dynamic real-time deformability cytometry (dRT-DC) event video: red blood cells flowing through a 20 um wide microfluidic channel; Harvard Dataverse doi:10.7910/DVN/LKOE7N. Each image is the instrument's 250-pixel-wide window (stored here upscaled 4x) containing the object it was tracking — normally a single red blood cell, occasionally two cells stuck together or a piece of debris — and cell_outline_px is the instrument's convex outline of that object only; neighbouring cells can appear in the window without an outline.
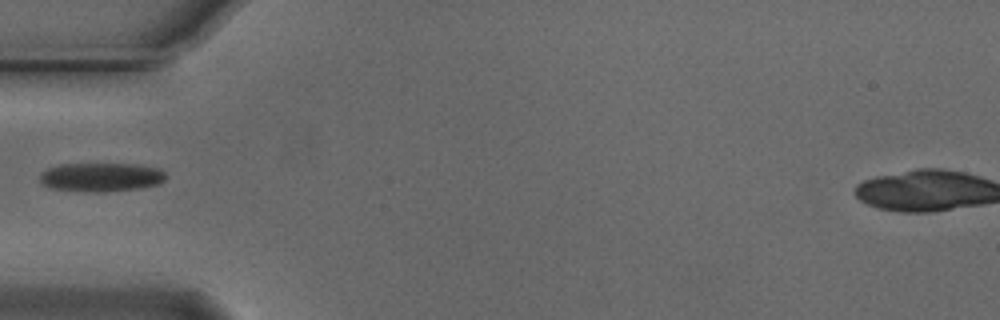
{"species": "Egyptian fruit bat (a non-hibernating species)", "species_latin": "Rousettus aegyptiacus", "temperature_condition": "cold", "stored_images_in_passage": 38, "camera_frame_rate_fps": 3000, "um_per_image_px": 0.085, "animal": {"sex": "male"}, "frame": {"image": 1, "passage_image": 1, "time_ms": 0.0, "image_size_px": [1000, 320], "cell_outline_px": [[164, 180], [160, 184], [140, 188], [100, 192], [84, 192], [48, 188], [40, 180], [40, 172], [48, 168], [60, 164], [136, 164], [160, 168], [164, 172]], "centroid_in_image_um": [8.57, 15.06], "position_along_channel_um": 76.4, "area_um2": 21.33}}
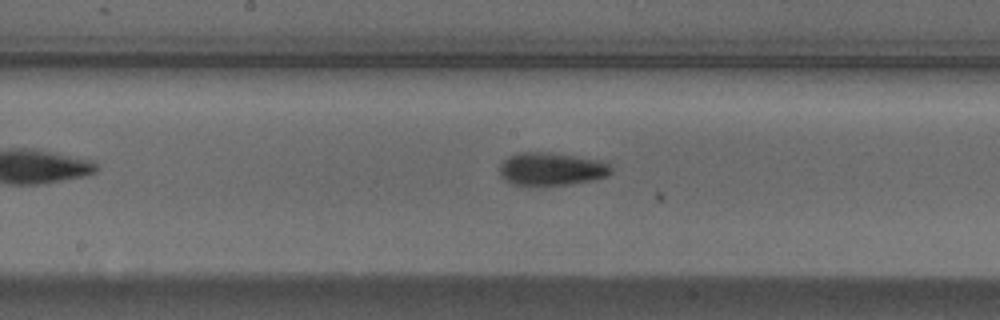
{"frame": {"image": 2, "passage_image": 11, "time_ms": 3.333, "image_size_px": [1000, 320], "cell_outline_px": [[612, 172], [604, 176], [588, 180], [568, 184], [516, 184], [504, 180], [500, 176], [500, 164], [504, 160], [520, 152], [548, 152], [600, 160], [608, 164], [612, 168]], "centroid_in_image_um": [46.85, 14.34], "position_along_channel_um": 201.4, "area_um2": 20.75}}
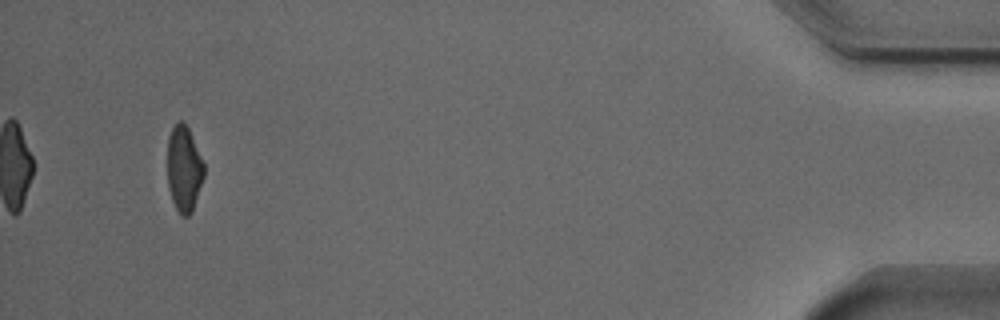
{"frame": {"image": 3, "passage_image": 35, "time_ms": 11.333, "image_size_px": [1000, 320], "cell_outline_px": [[204, 176], [192, 212], [188, 216], [180, 216], [172, 200], [168, 188], [168, 136], [172, 128], [180, 120], [188, 128], [204, 164]], "centroid_in_image_um": [15.63, 14.39], "position_along_channel_um": 419.6, "area_um2": 18.09}}